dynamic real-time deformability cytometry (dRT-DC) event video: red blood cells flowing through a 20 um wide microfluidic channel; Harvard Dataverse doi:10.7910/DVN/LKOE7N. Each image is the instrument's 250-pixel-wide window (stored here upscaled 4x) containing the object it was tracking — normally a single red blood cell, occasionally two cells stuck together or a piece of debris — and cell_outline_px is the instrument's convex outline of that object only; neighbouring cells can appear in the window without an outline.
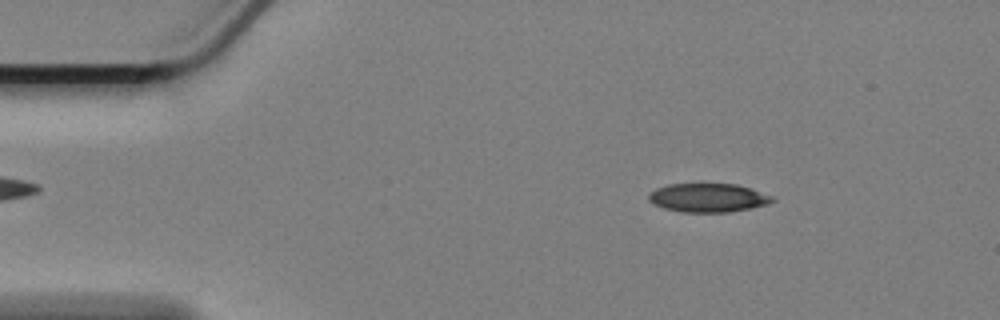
{"species": "Egyptian fruit bat (a non-hibernating species)", "species_latin": "Rousettus aegyptiacus", "temperature_condition": "cold", "stored_images_in_passage": 58, "camera_frame_rate_fps": 3000, "um_per_image_px": 0.085, "animal": {"sex": "female"}, "frame": {"image": 1, "passage_image": 8, "time_ms": 2.333, "image_size_px": [1000, 320], "cell_outline_px": [[776, 200], [768, 204], [728, 212], [684, 212], [664, 208], [648, 200], [648, 192], [656, 188], [668, 184], [736, 184], [752, 188], [772, 196]], "centroid_in_image_um": [60.18, 16.8], "position_along_channel_um": 24.8, "area_um2": 20.63}}
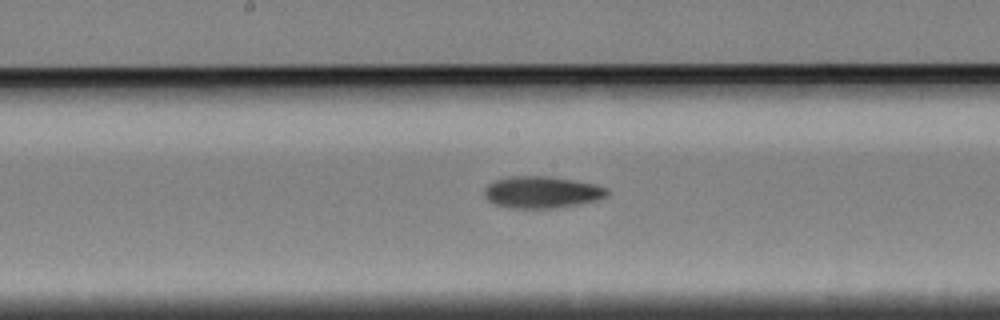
{"frame": {"image": 2, "passage_image": 29, "time_ms": 9.333, "image_size_px": [1000, 320], "cell_outline_px": [[608, 192], [604, 196], [596, 200], [576, 204], [552, 208], [508, 208], [496, 204], [488, 200], [484, 196], [484, 188], [492, 180], [508, 176], [548, 176], [596, 184], [608, 188]], "centroid_in_image_um": [45.99, 16.32], "position_along_channel_um": 202.2, "area_um2": 22.72}}
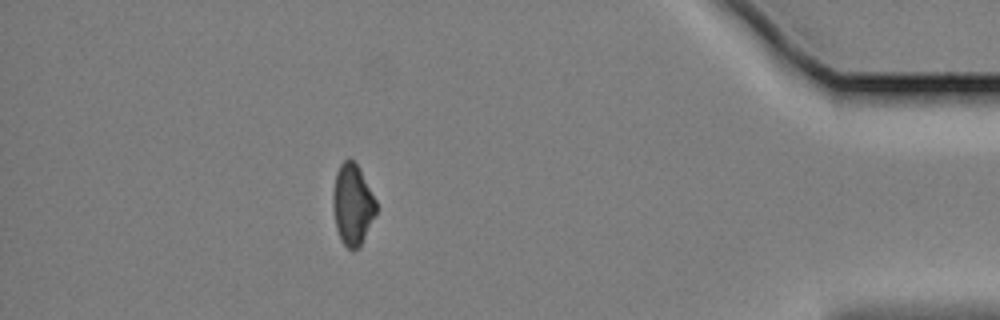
{"frame": {"image": 3, "passage_image": 51, "time_ms": 16.667, "image_size_px": [1000, 320], "cell_outline_px": [[376, 212], [360, 248], [352, 252], [344, 244], [336, 228], [332, 204], [332, 196], [336, 172], [340, 164], [348, 156], [360, 168], [376, 200]], "centroid_in_image_um": [29.96, 17.38], "position_along_channel_um": 405.2, "area_um2": 20.52}, "authors_computed_cell_mechanics": {"area_um2": 21.4438, "velocity_mm_per_s": 3.4047, "shape_relaxation_time_tau1_ms": 4.5298, "shape_relaxation_time_tau2_ms": null, "deformation_change_tau1": 0.1175, "deformation_change_tau2": null}}